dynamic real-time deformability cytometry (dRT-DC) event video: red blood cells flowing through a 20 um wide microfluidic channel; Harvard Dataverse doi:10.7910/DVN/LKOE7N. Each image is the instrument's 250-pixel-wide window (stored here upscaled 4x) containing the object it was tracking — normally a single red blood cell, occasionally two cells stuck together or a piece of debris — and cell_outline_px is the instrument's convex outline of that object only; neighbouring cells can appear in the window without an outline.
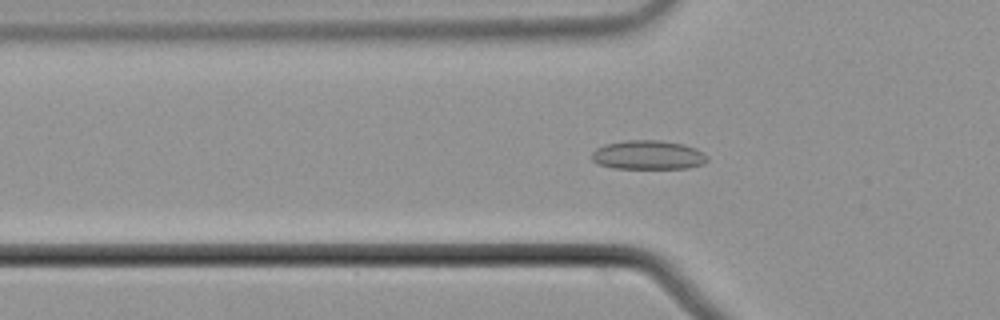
{"species": "common noctule bat (a hibernating species)", "species_latin": "Nyctalus noctula", "temperature_condition": "cold", "stored_images_in_passage": 56, "camera_frame_rate_fps": 3000, "um_per_image_px": 0.085, "animal": {"sex": "male", "body_mass_g": 21.5, "forearm_length_mm": 52.0}, "frame": {"image": 1, "passage_image": 19, "time_ms": 6.0, "image_size_px": [1000, 320], "cell_outline_px": [[708, 160], [704, 164], [688, 168], [612, 168], [596, 164], [592, 160], [592, 152], [596, 148], [604, 144], [624, 140], [660, 140], [684, 144], [696, 148], [704, 152], [708, 156]], "centroid_in_image_um": [55.09, 13.17], "position_along_channel_um": 70.7, "area_um2": 19.88}}
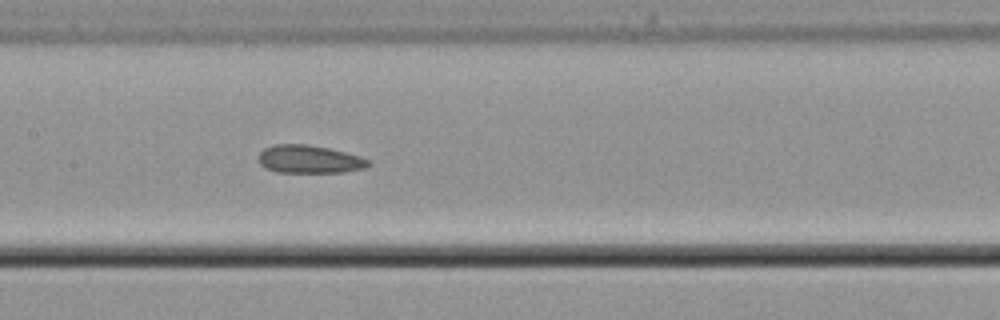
{"frame": {"image": 2, "passage_image": 28, "time_ms": 9.0, "image_size_px": [1000, 320], "cell_outline_px": [[372, 164], [364, 168], [344, 172], [276, 172], [264, 168], [260, 164], [260, 152], [264, 148], [272, 144], [308, 144], [328, 148], [360, 156], [368, 160]], "centroid_in_image_um": [26.28, 13.53], "position_along_channel_um": 181.1, "area_um2": 17.92}}
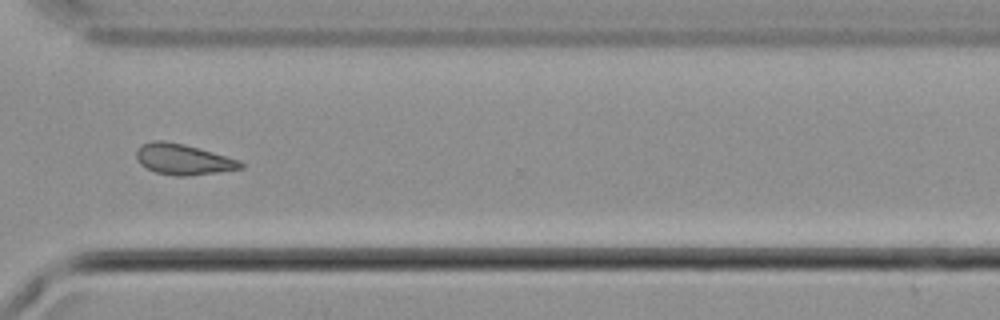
{"frame": {"image": 3, "passage_image": 42, "time_ms": 13.667, "image_size_px": [1000, 320], "cell_outline_px": [[244, 168], [188, 176], [176, 176], [156, 172], [140, 164], [136, 160], [136, 152], [140, 144], [152, 140], [164, 140], [184, 144], [240, 160], [244, 164]], "centroid_in_image_um": [15.54, 13.53], "position_along_channel_um": 355.1, "area_um2": 18.67}, "authors_computed_cell_mechanics": {"area_um2": 18.6116, "velocity_mm_per_s": 3.7171, "shape_relaxation_time_tau1_ms": null, "shape_relaxation_time_tau2_ms": 1.8061, "deformation_change_tau1": null, "deformation_change_tau2": 0.0634}}